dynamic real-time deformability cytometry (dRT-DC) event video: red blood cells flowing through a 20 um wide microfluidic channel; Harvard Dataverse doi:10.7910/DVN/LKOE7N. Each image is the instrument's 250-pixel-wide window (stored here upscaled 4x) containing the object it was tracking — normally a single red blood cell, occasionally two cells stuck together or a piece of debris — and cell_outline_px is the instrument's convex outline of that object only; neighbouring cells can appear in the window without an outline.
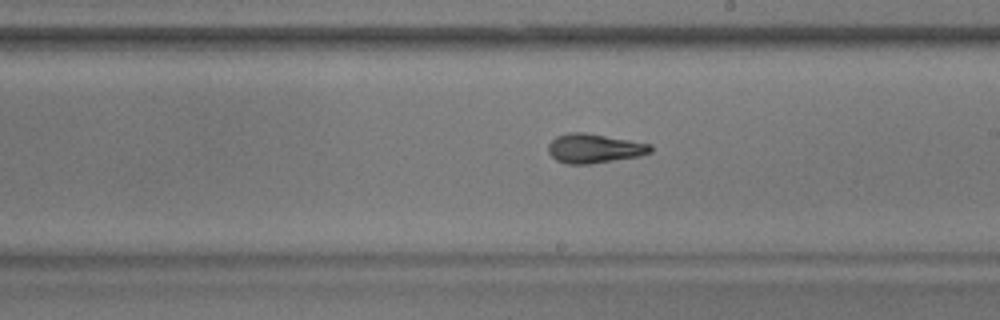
{"species": "common noctule bat (a hibernating species)", "species_latin": "Nyctalus noctula", "temperature_condition": "warm", "stored_images_in_passage": 42, "camera_frame_rate_fps": 3000, "um_per_image_px": 0.085, "animal": {"sex": "male", "body_mass_g": 17.9}, "frame": {"image": 1, "passage_image": 21, "time_ms": 6.667, "image_size_px": [1000, 320], "cell_outline_px": [[652, 152], [640, 156], [588, 164], [568, 164], [556, 160], [548, 152], [548, 144], [556, 136], [568, 132], [584, 132], [652, 144]], "centroid_in_image_um": [50.5, 12.61], "position_along_channel_um": 238.5, "area_um2": 17.46}}
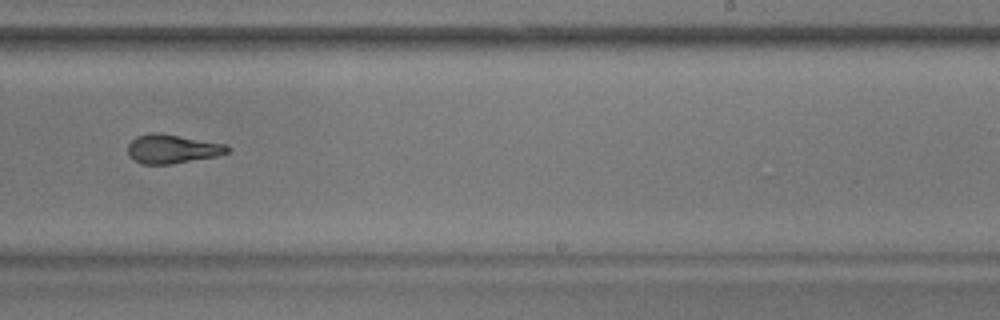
{"frame": {"image": 2, "passage_image": 24, "time_ms": 7.667, "image_size_px": [1000, 320], "cell_outline_px": [[232, 148], [228, 152], [216, 156], [172, 164], [144, 164], [136, 160], [128, 152], [128, 144], [136, 136], [148, 132], [160, 132], [228, 144]], "centroid_in_image_um": [14.69, 12.63], "position_along_channel_um": 274.3, "area_um2": 16.94}}
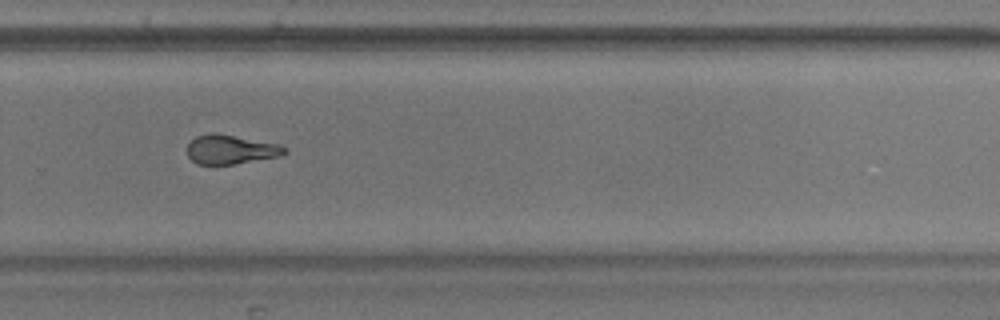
{"frame": {"image": 3, "passage_image": 27, "time_ms": 8.667, "image_size_px": [1000, 320], "cell_outline_px": [[288, 152], [280, 156], [232, 164], [196, 164], [188, 156], [188, 144], [196, 136], [212, 132], [280, 144], [288, 148]], "centroid_in_image_um": [19.63, 12.7], "position_along_channel_um": 310.2, "area_um2": 16.47}, "authors_computed_cell_mechanics": {"area_um2": 16.9065, "velocity_mm_per_s": 3.6037, "shape_relaxation_time_tau1_ms": 3.9518, "shape_relaxation_time_tau2_ms": 4.0884, "deformation_change_tau1": 0.1392, "deformation_change_tau2": 0.1207}}